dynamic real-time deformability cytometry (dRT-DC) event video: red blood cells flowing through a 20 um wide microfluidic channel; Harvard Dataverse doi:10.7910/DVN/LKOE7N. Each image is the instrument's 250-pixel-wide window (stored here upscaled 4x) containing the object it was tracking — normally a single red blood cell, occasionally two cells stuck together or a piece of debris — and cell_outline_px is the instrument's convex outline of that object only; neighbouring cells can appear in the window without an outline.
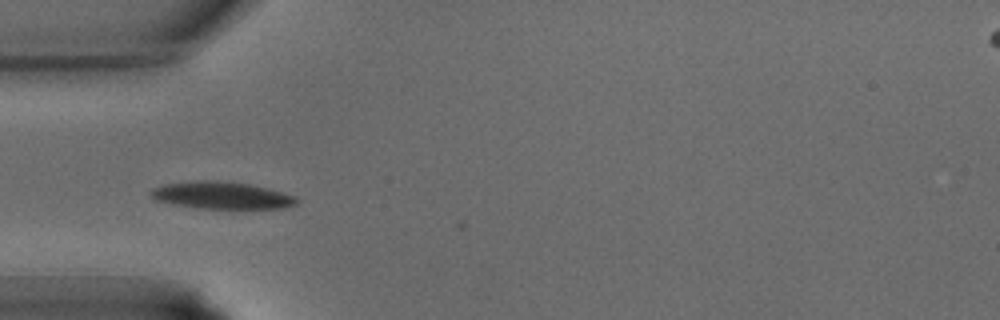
{"species": "common noctule bat (a hibernating species)", "species_latin": "Nyctalus noctula", "temperature_condition": "warm", "stored_images_in_passage": 6, "camera_frame_rate_fps": 3000, "um_per_image_px": 0.085, "animal": {"sex": "male", "body_mass_g": 15.6}, "frame": {"image": 1, "passage_image": 1, "time_ms": 0.0, "image_size_px": [1000, 320], "cell_outline_px": [[300, 200], [296, 204], [284, 208], [200, 208], [176, 204], [156, 200], [148, 192], [152, 188], [164, 184], [196, 180], [216, 180], [248, 184], [268, 188], [284, 192], [296, 196]], "centroid_in_image_um": [18.87, 16.59], "position_along_channel_um": 66.1, "area_um2": 23.0}}
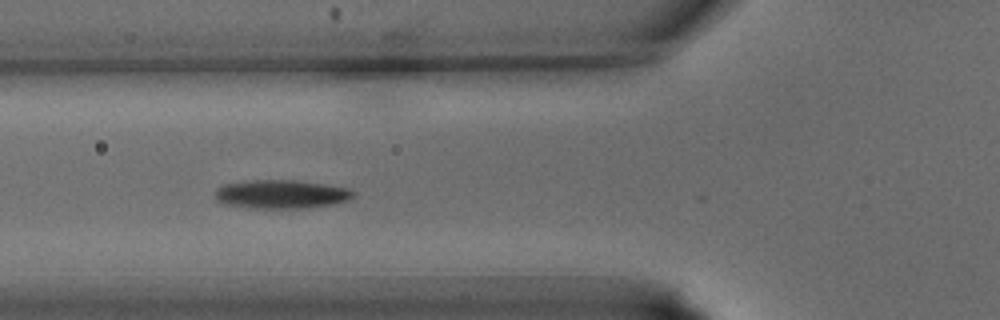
{"frame": {"image": 2, "passage_image": 3, "time_ms": 0.667, "image_size_px": [1000, 320], "cell_outline_px": [[356, 196], [348, 200], [332, 204], [308, 208], [248, 208], [228, 204], [216, 200], [212, 192], [216, 188], [224, 184], [248, 180], [300, 180], [352, 188], [356, 192]], "centroid_in_image_um": [23.93, 16.49], "position_along_channel_um": 101.9, "area_um2": 23.58}}
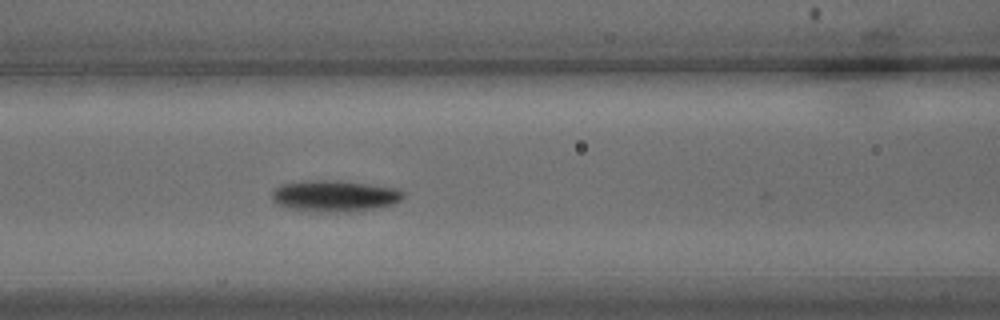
{"frame": {"image": 3, "passage_image": 5, "time_ms": 1.333, "image_size_px": [1000, 320], "cell_outline_px": [[404, 196], [396, 204], [376, 208], [336, 212], [320, 212], [292, 208], [276, 204], [272, 200], [272, 192], [280, 184], [300, 180], [340, 180], [396, 188], [404, 192]], "centroid_in_image_um": [28.43, 16.64], "position_along_channel_um": 138.2, "area_um2": 24.04}}